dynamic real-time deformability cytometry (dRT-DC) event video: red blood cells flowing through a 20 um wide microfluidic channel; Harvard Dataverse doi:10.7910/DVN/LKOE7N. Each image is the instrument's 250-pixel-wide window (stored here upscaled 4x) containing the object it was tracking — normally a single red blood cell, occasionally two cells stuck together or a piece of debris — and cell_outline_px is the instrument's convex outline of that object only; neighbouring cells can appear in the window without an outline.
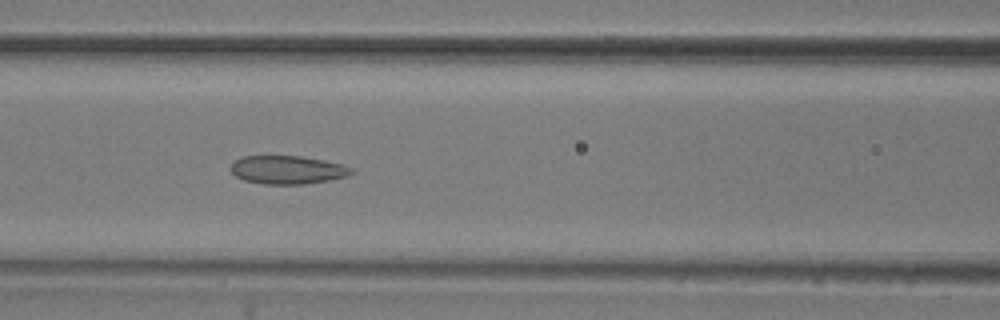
{"species": "common noctule bat (a hibernating species)", "species_latin": "Nyctalus noctula", "temperature_condition": "room temperature", "stored_images_in_passage": 7, "camera_frame_rate_fps": 3000, "um_per_image_px": 0.085, "animal": {"sex": "male", "body_mass_g": 20.5, "forearm_length_mm": 52.5}, "frame": {"image": 1, "passage_image": 6, "time_ms": 1.667, "image_size_px": [1000, 320], "cell_outline_px": [[356, 172], [348, 176], [328, 180], [304, 184], [264, 184], [244, 180], [236, 176], [228, 168], [236, 160], [244, 156], [300, 156], [324, 160], [340, 164], [352, 168]], "centroid_in_image_um": [24.44, 14.44], "position_along_channel_um": 142.2, "area_um2": 19.88}}
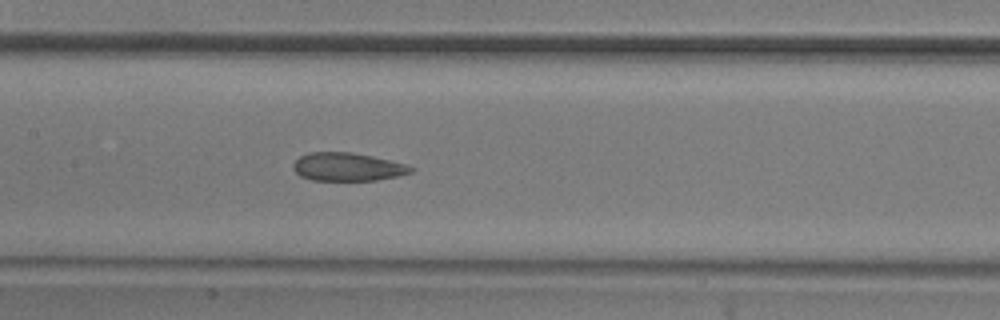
{"frame": {"image": 2, "passage_image": 7, "time_ms": 2.0, "image_size_px": [1000, 320], "cell_outline_px": [[416, 168], [412, 172], [396, 176], [376, 180], [312, 180], [300, 176], [292, 168], [292, 164], [300, 156], [308, 152], [352, 152], [372, 156], [408, 164]], "centroid_in_image_um": [29.54, 14.18], "position_along_channel_um": 177.9, "area_um2": 19.42}}